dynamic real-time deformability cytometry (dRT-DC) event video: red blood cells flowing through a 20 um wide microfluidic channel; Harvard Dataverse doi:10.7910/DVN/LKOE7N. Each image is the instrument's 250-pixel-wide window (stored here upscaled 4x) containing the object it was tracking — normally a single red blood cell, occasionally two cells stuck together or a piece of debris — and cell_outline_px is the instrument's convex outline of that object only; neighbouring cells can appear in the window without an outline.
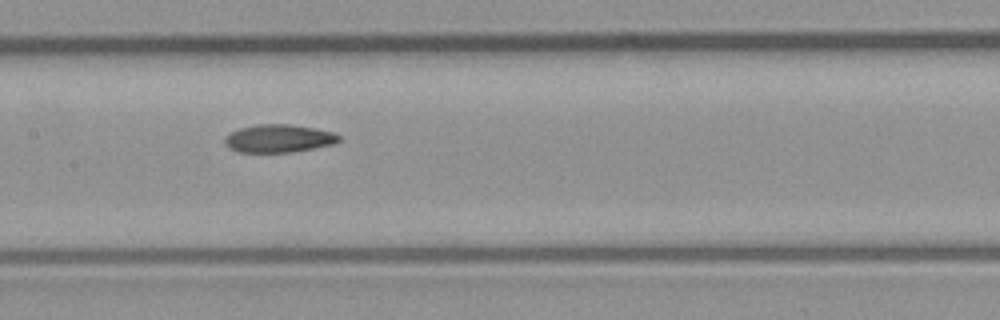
{"species": "common noctule bat (a hibernating species)", "species_latin": "Nyctalus noctula", "temperature_condition": "room temperature", "stored_images_in_passage": 10, "camera_frame_rate_fps": 3000, "um_per_image_px": 0.085, "animal": {"sex": "male", "body_mass_g": 23.1, "forearm_length_mm": 52.7}, "frame": {"image": 1, "passage_image": 7, "time_ms": 7.0, "image_size_px": [1000, 320], "cell_outline_px": [[340, 140], [332, 144], [312, 148], [288, 152], [236, 152], [228, 148], [224, 144], [224, 136], [240, 128], [256, 124], [288, 124], [312, 128], [332, 132], [340, 136]], "centroid_in_image_um": [23.61, 11.77], "position_along_channel_um": 183.8, "area_um2": 18.44}}
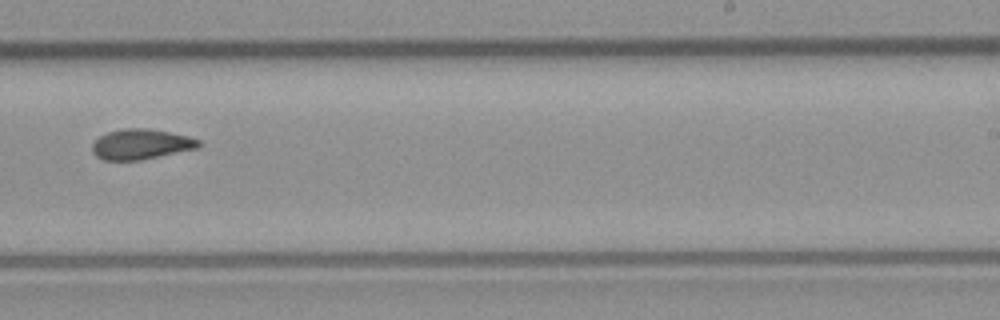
{"frame": {"image": 2, "passage_image": 9, "time_ms": 9.333, "image_size_px": [1000, 320], "cell_outline_px": [[200, 144], [196, 148], [140, 160], [104, 160], [96, 156], [92, 152], [92, 144], [100, 136], [108, 132], [128, 128], [148, 128], [188, 136], [200, 140]], "centroid_in_image_um": [11.96, 12.26], "position_along_channel_um": 277.0, "area_um2": 18.5}}
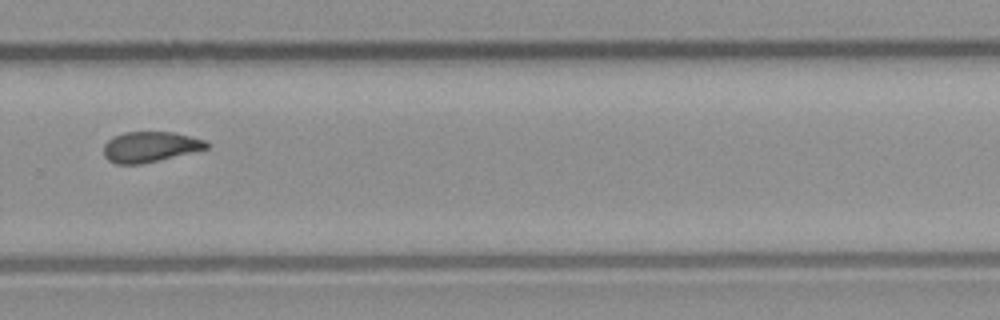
{"frame": {"image": 3, "passage_image": 10, "time_ms": 10.333, "image_size_px": [1000, 320], "cell_outline_px": [[208, 148], [140, 164], [116, 164], [108, 160], [104, 156], [104, 144], [112, 136], [124, 132], [172, 132], [204, 140], [208, 144]], "centroid_in_image_um": [12.69, 12.47], "position_along_channel_um": 317.1, "area_um2": 17.98}}